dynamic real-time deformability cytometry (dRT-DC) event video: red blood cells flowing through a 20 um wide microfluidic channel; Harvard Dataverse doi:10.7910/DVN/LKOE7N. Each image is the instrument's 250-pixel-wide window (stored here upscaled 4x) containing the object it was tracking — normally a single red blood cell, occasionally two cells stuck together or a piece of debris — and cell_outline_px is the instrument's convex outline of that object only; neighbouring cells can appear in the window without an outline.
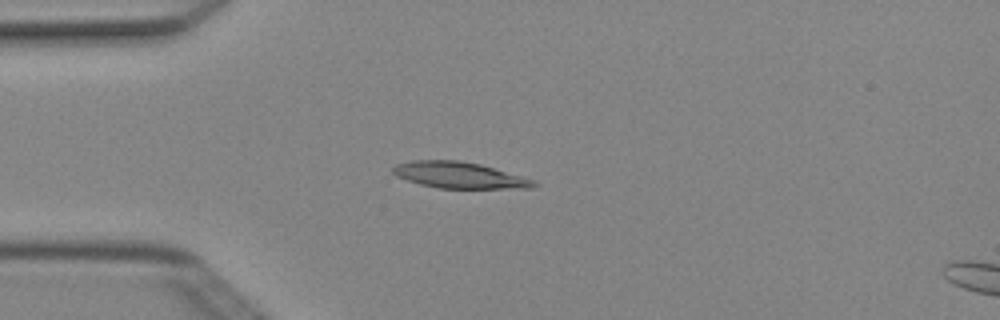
{"species": "Egyptian fruit bat (a non-hibernating species)", "species_latin": "Rousettus aegyptiacus", "temperature_condition": "cold", "stored_images_in_passage": 3, "camera_frame_rate_fps": 3000, "um_per_image_px": 0.085, "animal": {"sex": "female"}, "frame": {"image": 1, "passage_image": 2, "time_ms": 0.333, "image_size_px": [1000, 320], "cell_outline_px": [[540, 184], [532, 188], [440, 188], [420, 184], [396, 176], [392, 172], [392, 168], [396, 164], [412, 160], [460, 160], [480, 164], [536, 180]], "centroid_in_image_um": [39.06, 14.88], "position_along_channel_um": 45.9, "area_um2": 21.56}}